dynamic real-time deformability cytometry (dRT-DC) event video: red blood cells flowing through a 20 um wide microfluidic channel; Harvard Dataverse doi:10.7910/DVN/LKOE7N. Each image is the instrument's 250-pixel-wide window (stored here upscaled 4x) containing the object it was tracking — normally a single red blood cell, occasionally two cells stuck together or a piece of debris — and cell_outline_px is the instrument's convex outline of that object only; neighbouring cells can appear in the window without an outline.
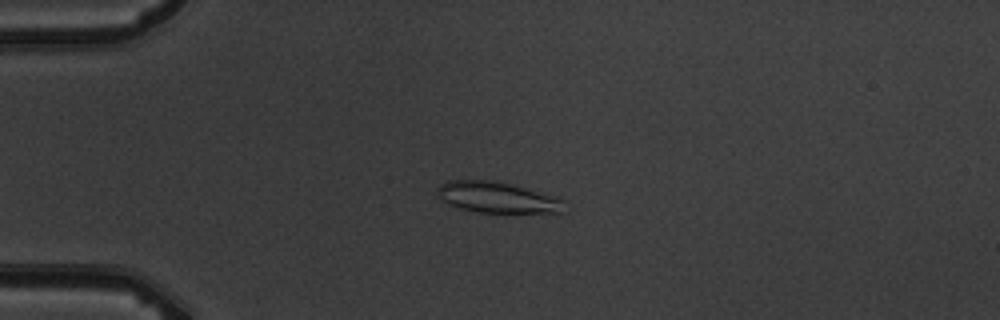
{"species": "common noctule bat (a hibernating species)", "species_latin": "Nyctalus noctula", "temperature_condition": "warm", "stored_images_in_passage": 5, "camera_frame_rate_fps": 3000, "um_per_image_px": 0.085, "animal": {"sex": "male", "body_mass_g": 19.5, "forearm_length_mm": 54.6}, "frame": {"image": 1, "passage_image": 2, "time_ms": 1.0, "image_size_px": [1000, 320], "cell_outline_px": [[568, 212], [476, 212], [460, 208], [448, 204], [440, 200], [436, 196], [436, 188], [440, 184], [448, 180], [496, 180], [512, 184], [556, 196], [564, 200]], "centroid_in_image_um": [42.25, 16.77], "position_along_channel_um": 42.7, "area_um2": 23.29}}
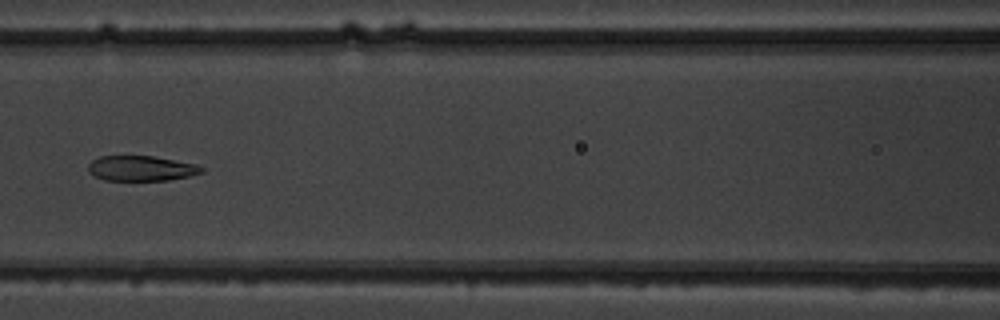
{"frame": {"image": 2, "passage_image": 5, "time_ms": 4.667, "image_size_px": [1000, 320], "cell_outline_px": [[204, 172], [188, 176], [168, 180], [104, 180], [92, 176], [88, 172], [88, 164], [92, 160], [100, 156], [152, 156], [196, 164], [204, 168]], "centroid_in_image_um": [11.96, 14.31], "position_along_channel_um": 154.6, "area_um2": 16.65}}